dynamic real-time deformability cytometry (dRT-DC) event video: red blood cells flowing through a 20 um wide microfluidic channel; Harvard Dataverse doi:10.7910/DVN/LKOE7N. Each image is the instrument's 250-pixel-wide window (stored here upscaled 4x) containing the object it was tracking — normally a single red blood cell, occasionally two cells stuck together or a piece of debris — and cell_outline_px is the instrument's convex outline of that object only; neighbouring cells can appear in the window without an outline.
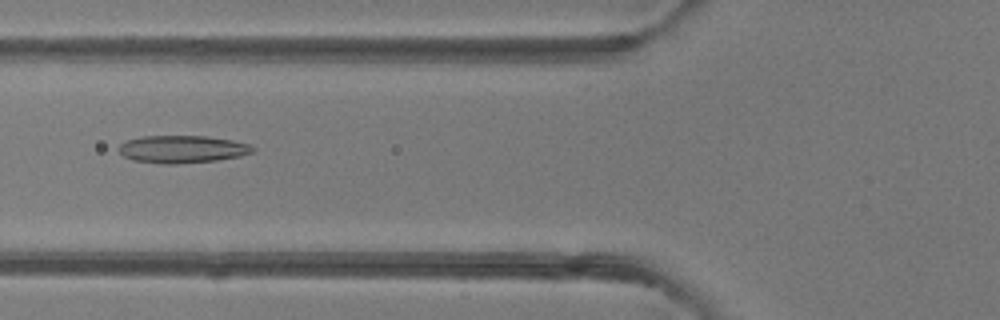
{"species": "common noctule bat (a hibernating species)", "species_latin": "Nyctalus noctula", "temperature_condition": "room temperature", "stored_images_in_passage": 3, "camera_frame_rate_fps": 3000, "um_per_image_px": 0.085, "animal": {"sex": "female"}, "frame": {"image": 1, "passage_image": 3, "time_ms": 2.333, "image_size_px": [1000, 320], "cell_outline_px": [[256, 152], [240, 156], [216, 160], [176, 164], [164, 164], [132, 160], [124, 156], [116, 148], [120, 144], [128, 140], [140, 136], [208, 136], [232, 140], [248, 144], [256, 148]], "centroid_in_image_um": [15.5, 12.68], "position_along_channel_um": 110.3, "area_um2": 21.62}}